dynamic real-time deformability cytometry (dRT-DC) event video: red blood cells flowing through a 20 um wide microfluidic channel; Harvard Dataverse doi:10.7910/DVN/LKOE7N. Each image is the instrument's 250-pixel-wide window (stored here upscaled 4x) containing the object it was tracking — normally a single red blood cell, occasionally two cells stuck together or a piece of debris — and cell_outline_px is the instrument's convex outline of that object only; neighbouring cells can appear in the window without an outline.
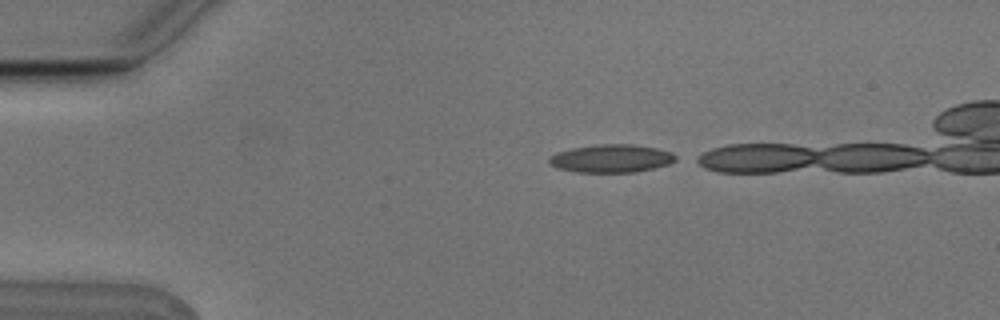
{"species": "Egyptian fruit bat (a non-hibernating species)", "species_latin": "Rousettus aegyptiacus", "temperature_condition": "cold", "stored_images_in_passage": 3, "camera_frame_rate_fps": 3000, "um_per_image_px": 0.085, "animal": {"sex": "male"}, "frame": {"image": 1, "passage_image": 1, "time_ms": 0.0, "image_size_px": [1000, 320], "cell_outline_px": [[680, 156], [676, 160], [668, 164], [636, 172], [576, 172], [556, 168], [548, 164], [548, 156], [556, 152], [572, 148], [596, 144], [632, 144], [656, 148], [672, 152]], "centroid_in_image_um": [51.93, 13.46], "position_along_channel_um": 33.1, "area_um2": 20.92}}